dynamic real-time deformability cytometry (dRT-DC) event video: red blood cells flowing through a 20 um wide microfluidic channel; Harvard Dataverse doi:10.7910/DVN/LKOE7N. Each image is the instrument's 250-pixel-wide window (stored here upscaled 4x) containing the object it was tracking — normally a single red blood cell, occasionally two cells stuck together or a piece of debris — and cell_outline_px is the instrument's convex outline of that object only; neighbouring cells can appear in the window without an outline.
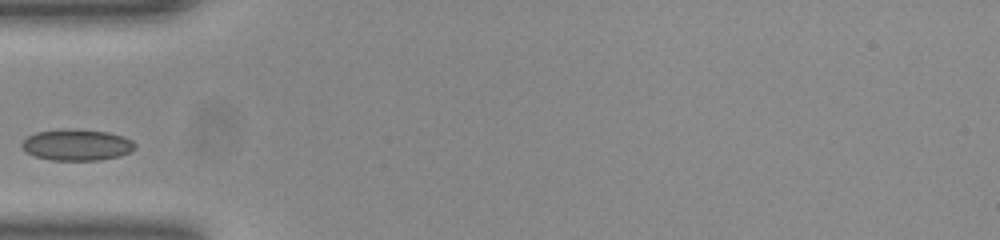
{"species": "common noctule bat (a hibernating species)", "species_latin": "Nyctalus noctula", "temperature_condition": "room temperature", "stored_images_in_passage": 27, "camera_frame_rate_fps": 3000, "um_per_image_px": 0.085, "animal": {"sex": "female", "body_mass_g": 23.0, "forearm_length_mm": 53.4}, "frame": {"image": 1, "passage_image": 1, "time_ms": 0.0, "image_size_px": [1000, 240], "cell_outline_px": [[136, 148], [120, 156], [100, 160], [52, 160], [36, 156], [28, 152], [20, 144], [28, 136], [36, 132], [108, 132], [124, 136], [132, 140], [136, 144]], "centroid_in_image_um": [6.6, 12.37], "position_along_channel_um": 78.4, "area_um2": 19.54}}
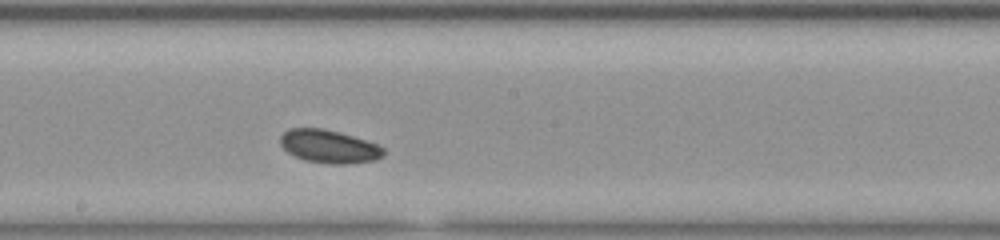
{"frame": {"image": 2, "passage_image": 12, "time_ms": 3.667, "image_size_px": [1000, 240], "cell_outline_px": [[384, 156], [376, 160], [344, 164], [332, 164], [304, 160], [288, 152], [280, 144], [280, 136], [288, 128], [324, 128], [340, 132], [376, 144], [384, 148]], "centroid_in_image_um": [27.96, 12.44], "position_along_channel_um": 220.2, "area_um2": 19.88}}
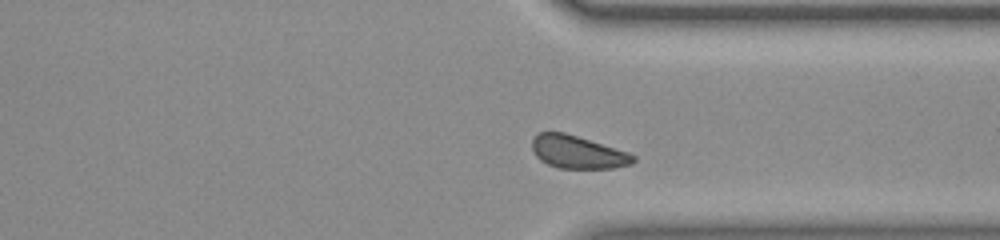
{"frame": {"image": 3, "passage_image": 23, "time_ms": 7.333, "image_size_px": [1000, 240], "cell_outline_px": [[636, 160], [632, 164], [612, 168], [556, 168], [540, 160], [536, 156], [532, 148], [532, 140], [536, 132], [564, 132], [628, 152], [636, 156]], "centroid_in_image_um": [49.09, 12.93], "position_along_channel_um": 362.3, "area_um2": 19.36}}